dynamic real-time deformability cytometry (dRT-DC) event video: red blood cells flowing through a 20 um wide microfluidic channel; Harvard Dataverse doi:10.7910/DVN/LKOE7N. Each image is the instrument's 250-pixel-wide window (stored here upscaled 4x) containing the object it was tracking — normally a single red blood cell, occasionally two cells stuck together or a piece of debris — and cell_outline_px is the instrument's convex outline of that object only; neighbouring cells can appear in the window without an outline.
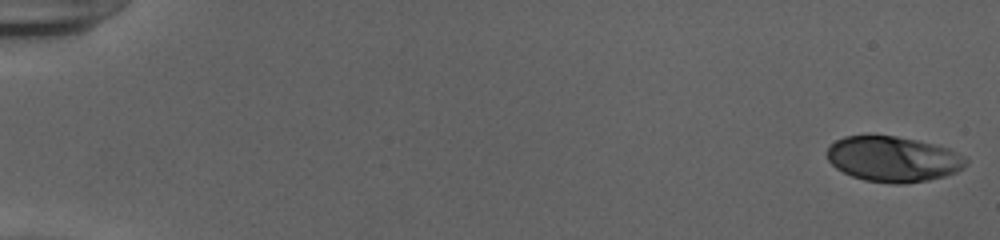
{"species": "human", "species_latin": "Homo sapiens", "temperature_condition": "cold", "stored_images_in_passage": 53, "camera_frame_rate_fps": 3000, "um_per_image_px": 0.085, "donor": {"sex": "female"}, "frame": {"image": 1, "passage_image": 1, "time_ms": 0.0, "image_size_px": [1000, 240], "cell_outline_px": [[968, 164], [964, 168], [956, 172], [944, 176], [928, 180], [904, 184], [896, 184], [864, 180], [852, 176], [836, 168], [828, 160], [828, 148], [836, 140], [844, 136], [896, 136], [916, 140], [948, 148], [964, 156], [968, 160]], "centroid_in_image_um": [75.94, 13.53], "position_along_channel_um": 9.1, "area_um2": 36.59}}
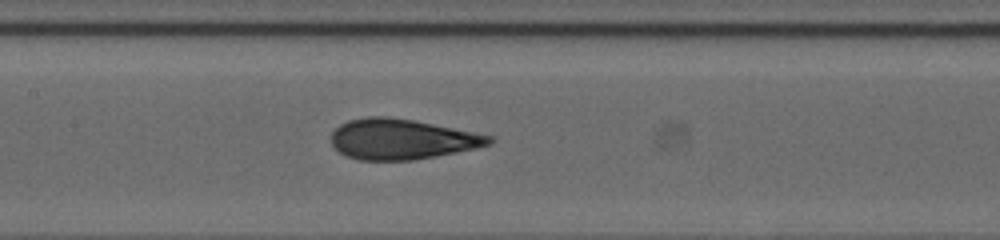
{"frame": {"image": 2, "passage_image": 27, "time_ms": 8.667, "image_size_px": [1000, 240], "cell_outline_px": [[496, 140], [492, 144], [476, 148], [436, 156], [412, 160], [360, 160], [344, 156], [332, 144], [332, 132], [340, 124], [348, 120], [368, 116], [388, 116], [412, 120], [496, 136]], "centroid_in_image_um": [34.18, 11.83], "position_along_channel_um": 173.2, "area_um2": 37.28}}
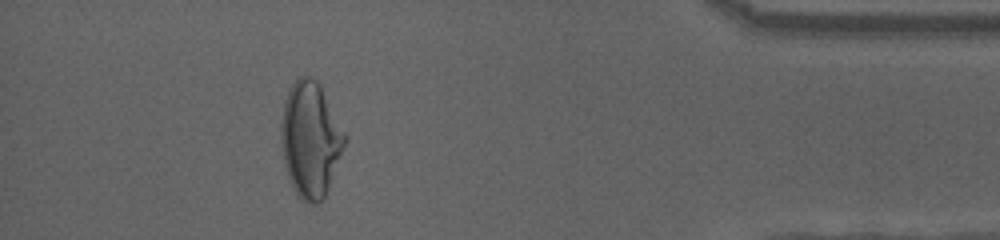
{"frame": {"image": 3, "passage_image": 48, "time_ms": 15.667, "image_size_px": [1000, 240], "cell_outline_px": [[348, 140], [328, 188], [324, 196], [316, 204], [308, 204], [300, 200], [296, 196], [288, 176], [284, 164], [280, 140], [280, 124], [284, 100], [296, 76], [308, 76], [316, 80], [320, 84], [348, 136]], "centroid_in_image_um": [26.39, 11.85], "position_along_channel_um": 408.8, "area_um2": 43.47}, "authors_computed_cell_mechanics": {"area_um2": 36.6452, "velocity_mm_per_s": 3.9578, "shape_relaxation_time_tau1_ms": 9.8663, "shape_relaxation_time_tau2_ms": 0.9356, "deformation_change_tau1": 0.3221, "deformation_change_tau2": 0.0783}}